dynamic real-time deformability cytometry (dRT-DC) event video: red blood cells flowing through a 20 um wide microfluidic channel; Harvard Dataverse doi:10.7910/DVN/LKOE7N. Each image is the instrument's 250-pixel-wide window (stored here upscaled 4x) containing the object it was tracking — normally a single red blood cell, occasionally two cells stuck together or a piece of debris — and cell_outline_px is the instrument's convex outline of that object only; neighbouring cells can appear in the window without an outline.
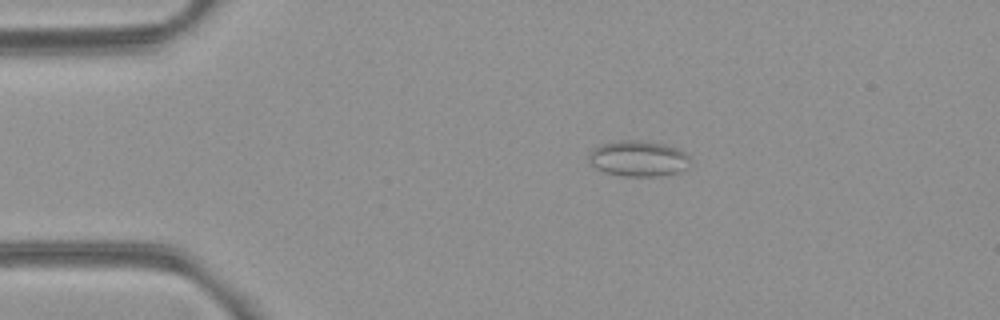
{"species": "common noctule bat (a hibernating species)", "species_latin": "Nyctalus noctula", "temperature_condition": "room temperature", "stored_images_in_passage": 4, "camera_frame_rate_fps": 3000, "um_per_image_px": 0.085, "animal": {"sex": "female", "body_mass_g": 21.9}, "frame": {"image": 1, "passage_image": 1, "time_ms": 0.0, "image_size_px": [1000, 320], "cell_outline_px": [[688, 156], [684, 168], [680, 172], [656, 176], [620, 176], [604, 172], [588, 164], [588, 152], [600, 144], [620, 140], [640, 140], [664, 144], [676, 148], [684, 152]], "centroid_in_image_um": [54.15, 13.47], "position_along_channel_um": 30.8, "area_um2": 21.1}}
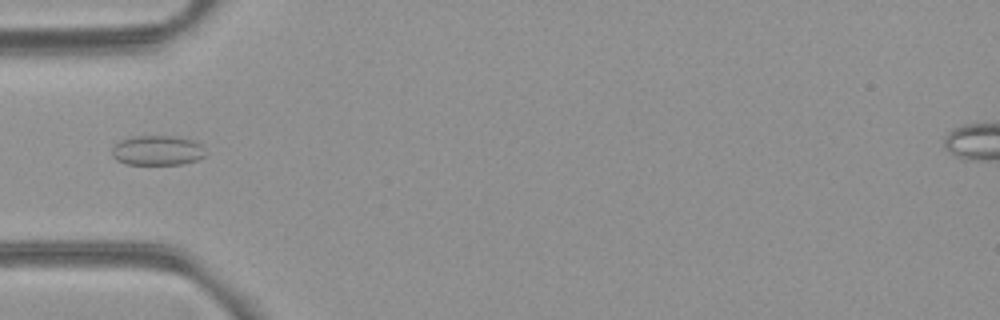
{"frame": {"image": 2, "passage_image": 3, "time_ms": 2.333, "image_size_px": [1000, 320], "cell_outline_px": [[204, 156], [196, 160], [184, 164], [124, 164], [116, 160], [112, 156], [112, 148], [120, 140], [132, 136], [172, 136], [192, 140], [200, 144]], "centroid_in_image_um": [13.31, 12.79], "position_along_channel_um": 71.7, "area_um2": 16.13}}
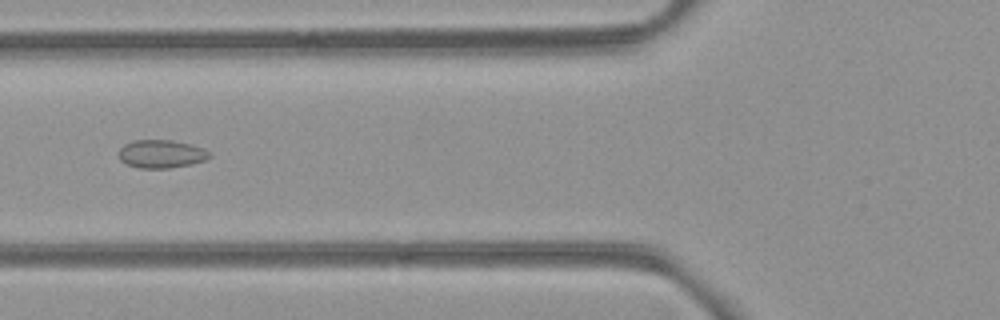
{"frame": {"image": 3, "passage_image": 4, "time_ms": 3.333, "image_size_px": [1000, 320], "cell_outline_px": [[212, 156], [204, 160], [192, 164], [168, 168], [140, 168], [128, 164], [120, 160], [120, 148], [124, 144], [132, 140], [172, 140], [192, 144], [204, 148]], "centroid_in_image_um": [13.73, 13.07], "position_along_channel_um": 112.1, "area_um2": 14.85}}